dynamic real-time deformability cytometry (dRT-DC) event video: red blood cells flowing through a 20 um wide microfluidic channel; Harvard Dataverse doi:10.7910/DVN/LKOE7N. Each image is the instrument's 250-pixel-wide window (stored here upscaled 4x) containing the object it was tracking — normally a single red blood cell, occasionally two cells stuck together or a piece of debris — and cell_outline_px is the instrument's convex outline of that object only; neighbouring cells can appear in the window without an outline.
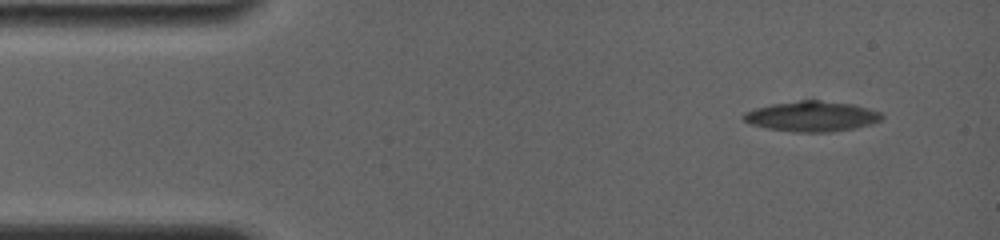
{"species": "common noctule bat (a hibernating species)", "species_latin": "Nyctalus noctula", "temperature_condition": "room temperature", "stored_images_in_passage": 12, "camera_frame_rate_fps": 4000, "um_per_image_px": 0.085, "animal": {"sex": "female", "body_mass_g": 19.0, "forearm_length_mm": 56.7}, "frame": {"image": 1, "passage_image": 1, "time_ms": 0.0, "image_size_px": [1000, 240], "cell_outline_px": [[884, 116], [880, 120], [872, 124], [856, 128], [832, 132], [796, 132], [768, 128], [752, 124], [744, 120], [744, 112], [756, 108], [772, 104], [800, 100], [820, 100], [852, 104], [868, 108], [880, 112]], "centroid_in_image_um": [69.05, 9.89], "position_along_channel_um": 16.0, "area_um2": 24.28}}
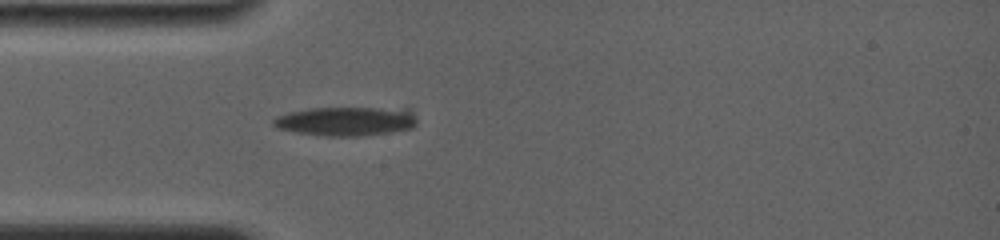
{"frame": {"image": 2, "passage_image": 6, "time_ms": 3.5, "image_size_px": [1000, 240], "cell_outline_px": [[416, 124], [412, 128], [388, 132], [356, 136], [324, 136], [296, 132], [280, 128], [272, 124], [272, 120], [276, 116], [288, 112], [308, 108], [412, 108], [416, 120]], "centroid_in_image_um": [29.43, 10.29], "position_along_channel_um": 55.6, "area_um2": 24.39}}